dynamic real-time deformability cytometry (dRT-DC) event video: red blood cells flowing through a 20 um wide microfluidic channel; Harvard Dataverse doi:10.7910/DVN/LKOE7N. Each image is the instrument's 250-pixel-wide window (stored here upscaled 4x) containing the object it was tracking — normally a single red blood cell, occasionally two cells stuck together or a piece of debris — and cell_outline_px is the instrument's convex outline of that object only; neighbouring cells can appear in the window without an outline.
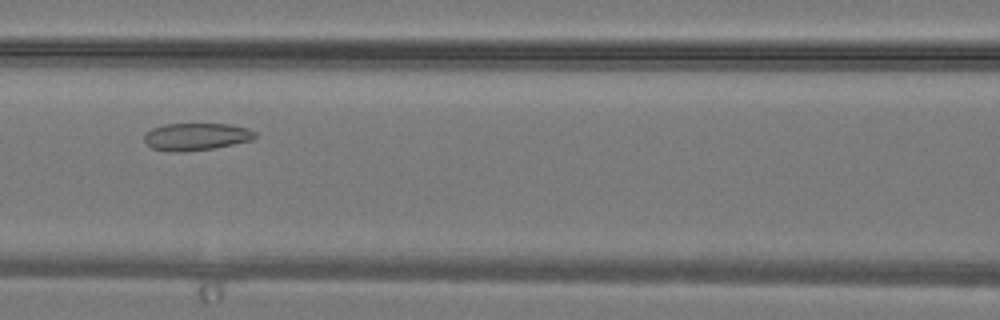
{"species": "common noctule bat (a hibernating species)", "species_latin": "Nyctalus noctula", "temperature_condition": "warm", "stored_images_in_passage": 25, "camera_frame_rate_fps": 3000, "um_per_image_px": 0.085, "animal": {"sex": "male", "body_mass_g": 19.2, "forearm_length_mm": 51.8}, "frame": {"image": 1, "passage_image": 8, "time_ms": 2.333, "image_size_px": [1000, 320], "cell_outline_px": [[256, 136], [252, 140], [212, 148], [152, 148], [144, 140], [144, 136], [152, 128], [164, 124], [232, 124], [248, 128], [256, 132]], "centroid_in_image_um": [16.77, 11.54], "position_along_channel_um": 149.8, "area_um2": 16.53}}
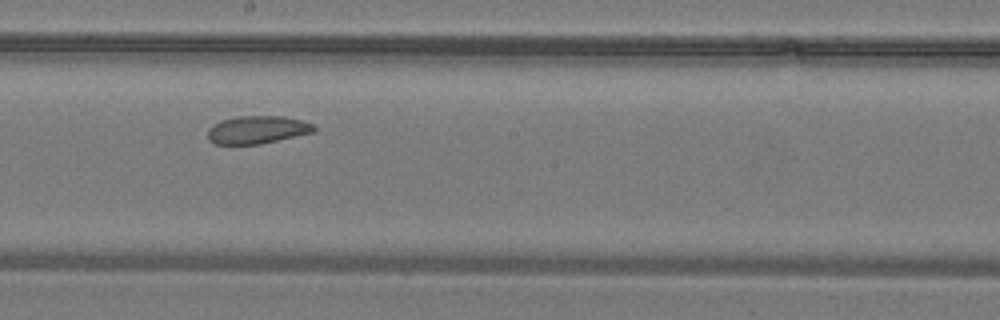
{"frame": {"image": 2, "passage_image": 12, "time_ms": 3.667, "image_size_px": [1000, 320], "cell_outline_px": [[316, 128], [312, 132], [260, 144], [216, 144], [208, 140], [208, 128], [212, 124], [220, 120], [236, 116], [284, 116], [316, 124]], "centroid_in_image_um": [21.83, 11.02], "position_along_channel_um": 226.4, "area_um2": 17.28}}
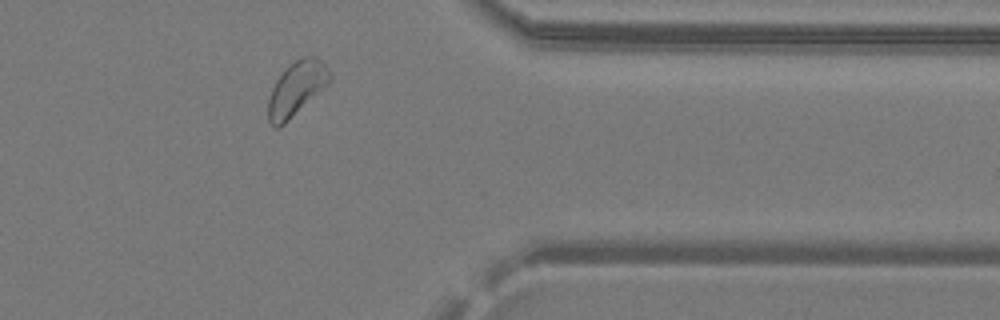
{"frame": {"image": 3, "passage_image": 21, "time_ms": 6.667, "image_size_px": [1000, 320], "cell_outline_px": [[332, 80], [324, 88], [280, 128], [276, 128], [268, 120], [268, 100], [272, 88], [276, 80], [284, 68], [296, 60], [304, 56], [316, 56], [328, 68], [332, 76]], "centroid_in_image_um": [25.21, 7.52], "position_along_channel_um": 386.2, "area_um2": 19.42}}